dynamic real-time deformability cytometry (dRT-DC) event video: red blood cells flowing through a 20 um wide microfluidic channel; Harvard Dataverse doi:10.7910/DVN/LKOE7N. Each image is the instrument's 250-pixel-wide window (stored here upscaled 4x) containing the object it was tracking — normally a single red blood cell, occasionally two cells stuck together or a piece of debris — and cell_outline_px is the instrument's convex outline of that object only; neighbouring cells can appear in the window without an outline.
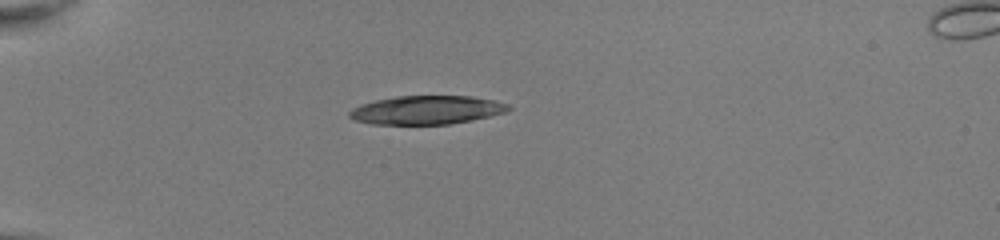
{"species": "common noctule bat (a hibernating species)", "species_latin": "Nyctalus noctula", "temperature_condition": "room temperature", "stored_images_in_passage": 37, "camera_frame_rate_fps": 3000, "um_per_image_px": 0.085, "animal": {"sex": "female", "body_mass_g": 22.0, "forearm_length_mm": 56.7}, "frame": {"image": 1, "passage_image": 1, "time_ms": 0.0, "image_size_px": [1000, 240], "cell_outline_px": [[512, 108], [504, 112], [472, 120], [448, 124], [372, 124], [352, 120], [348, 116], [348, 112], [352, 108], [360, 104], [376, 100], [396, 96], [472, 96], [492, 100], [508, 104]], "centroid_in_image_um": [36.2, 9.35], "position_along_channel_um": 48.8, "area_um2": 26.47}}
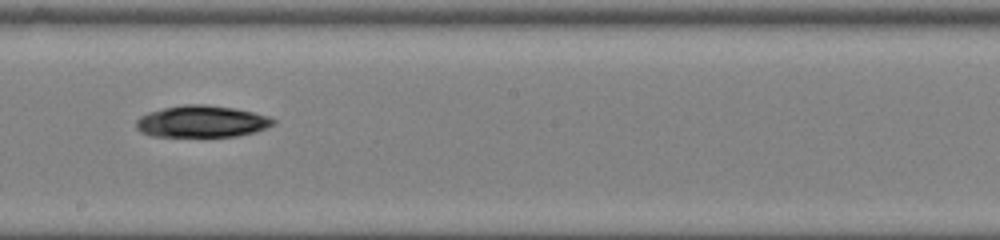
{"frame": {"image": 2, "passage_image": 17, "time_ms": 5.333, "image_size_px": [1000, 240], "cell_outline_px": [[276, 124], [256, 132], [236, 136], [152, 136], [140, 132], [136, 128], [136, 120], [140, 116], [148, 112], [164, 108], [184, 104], [204, 104], [236, 108], [268, 116], [276, 120]], "centroid_in_image_um": [17.16, 10.32], "position_along_channel_um": 231.0, "area_um2": 25.49}}
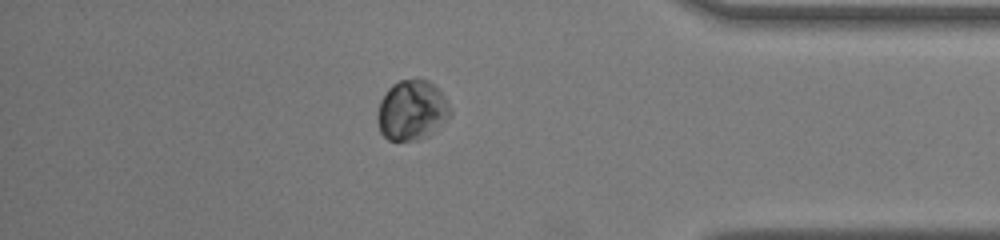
{"frame": {"image": 3, "passage_image": 31, "time_ms": 10.0, "image_size_px": [1000, 240], "cell_outline_px": [[452, 112], [428, 136], [420, 140], [388, 140], [380, 132], [376, 120], [376, 112], [380, 100], [388, 88], [392, 84], [400, 80], [428, 80], [444, 96]], "centroid_in_image_um": [34.95, 9.38], "position_along_channel_um": 400.3, "area_um2": 25.26}, "authors_computed_cell_mechanics": {"area_um2": 26.0678, "velocity_mm_per_s": 4.0179, "shape_relaxation_time_tau1_ms": 4.3459, "shape_relaxation_time_tau2_ms": null, "deformation_change_tau1": 0.263, "deformation_change_tau2": null}}